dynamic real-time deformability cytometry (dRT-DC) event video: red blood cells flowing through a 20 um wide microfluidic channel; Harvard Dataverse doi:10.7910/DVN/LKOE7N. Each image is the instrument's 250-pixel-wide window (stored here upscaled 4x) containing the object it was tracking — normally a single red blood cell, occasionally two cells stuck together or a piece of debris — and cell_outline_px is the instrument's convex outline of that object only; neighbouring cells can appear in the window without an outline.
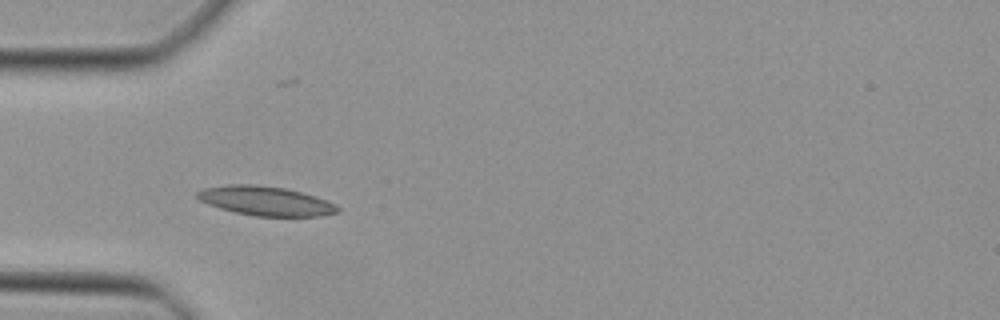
{"species": "Egyptian fruit bat (a non-hibernating species)", "species_latin": "Rousettus aegyptiacus", "temperature_condition": "cold", "stored_images_in_passage": 33, "camera_frame_rate_fps": 3000, "um_per_image_px": 0.085, "animal": {"sex": "female"}, "frame": {"image": 1, "passage_image": 1, "time_ms": 0.0, "image_size_px": [1000, 320], "cell_outline_px": [[340, 208], [336, 212], [320, 216], [256, 216], [236, 212], [220, 208], [208, 204], [200, 200], [196, 196], [196, 192], [204, 188], [228, 184], [252, 184], [284, 188], [316, 196], [328, 200], [336, 204]], "centroid_in_image_um": [22.58, 17.07], "position_along_channel_um": 62.4, "area_um2": 23.81}}
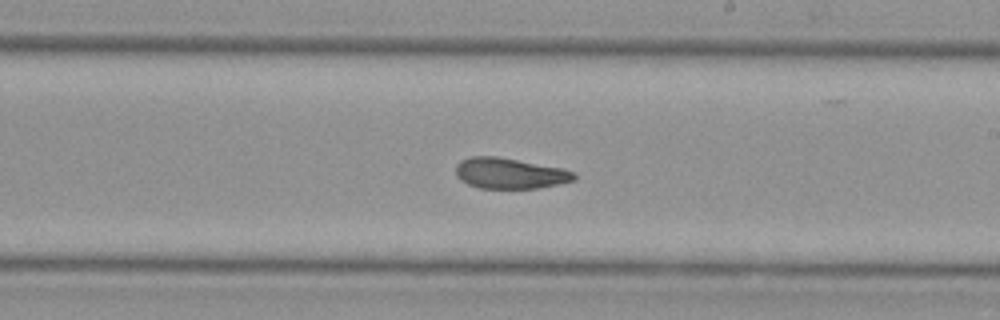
{"frame": {"image": 2, "passage_image": 14, "time_ms": 4.333, "image_size_px": [1000, 320], "cell_outline_px": [[576, 180], [536, 188], [480, 188], [468, 184], [460, 180], [456, 176], [456, 164], [460, 160], [472, 156], [500, 156], [564, 168], [572, 172], [576, 176]], "centroid_in_image_um": [43.31, 14.71], "position_along_channel_um": 245.7, "area_um2": 21.33}}
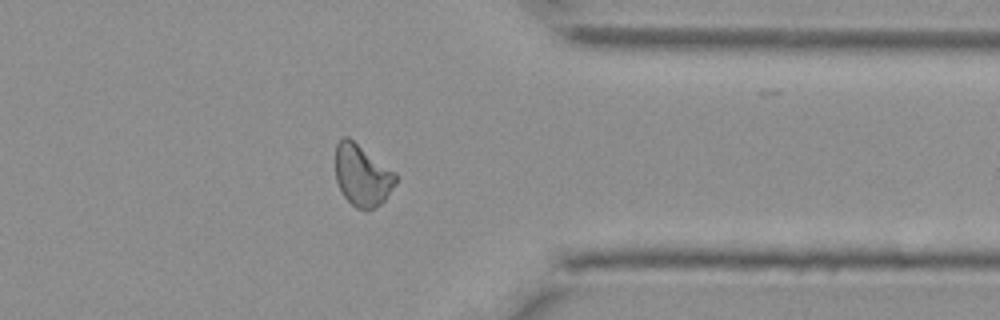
{"frame": {"image": 3, "passage_image": 24, "time_ms": 7.667, "image_size_px": [1000, 320], "cell_outline_px": [[396, 184], [384, 200], [380, 204], [368, 212], [356, 208], [344, 196], [336, 180], [336, 144], [344, 136], [348, 136], [396, 172]], "centroid_in_image_um": [30.8, 14.91], "position_along_channel_um": 380.6, "area_um2": 21.68}}